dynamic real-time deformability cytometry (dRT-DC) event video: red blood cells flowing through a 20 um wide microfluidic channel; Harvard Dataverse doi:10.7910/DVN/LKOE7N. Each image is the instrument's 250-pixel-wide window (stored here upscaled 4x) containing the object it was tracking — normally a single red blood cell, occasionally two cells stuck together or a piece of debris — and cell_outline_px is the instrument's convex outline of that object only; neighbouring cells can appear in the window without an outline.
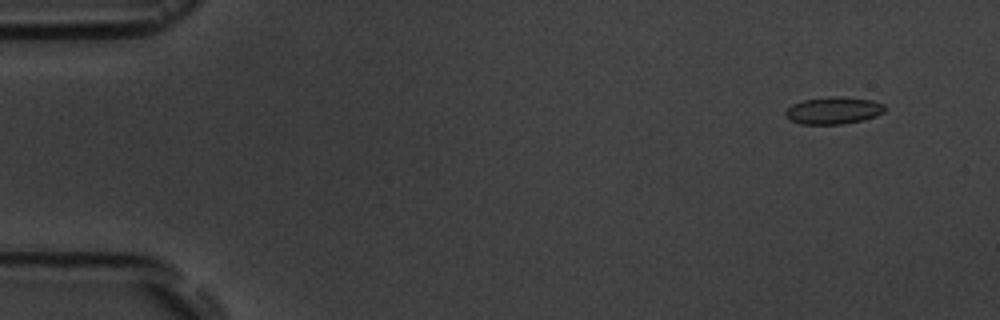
{"species": "common noctule bat (a hibernating species)", "species_latin": "Nyctalus noctula", "temperature_condition": "room temperature", "stored_images_in_passage": 6, "camera_frame_rate_fps": 3000, "um_per_image_px": 0.085, "animal": {"sex": "male", "body_mass_g": 19.5, "forearm_length_mm": 54.6}, "frame": {"image": 1, "passage_image": 2, "time_ms": 1.333, "image_size_px": [1000, 320], "cell_outline_px": [[884, 112], [876, 116], [844, 124], [800, 124], [788, 120], [784, 116], [784, 112], [792, 104], [804, 100], [828, 96], [840, 96], [872, 100], [884, 104]], "centroid_in_image_um": [70.8, 9.39], "position_along_channel_um": 14.2, "area_um2": 15.84}}
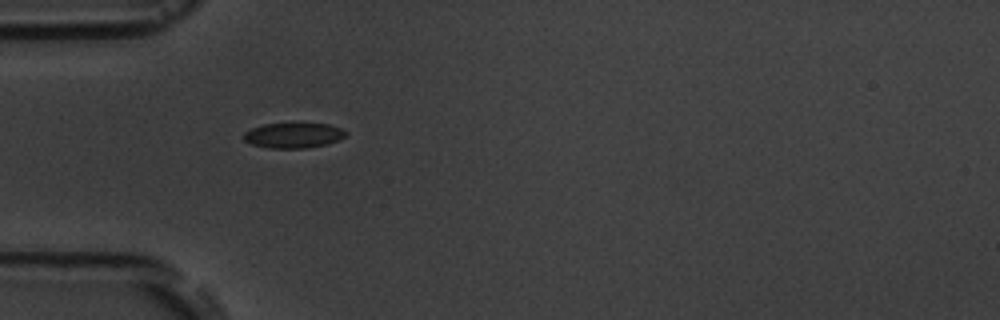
{"frame": {"image": 2, "passage_image": 5, "time_ms": 5.667, "image_size_px": [1000, 320], "cell_outline_px": [[348, 132], [340, 140], [328, 144], [304, 148], [268, 148], [252, 144], [244, 140], [244, 132], [252, 128], [264, 124], [328, 124], [340, 128]], "centroid_in_image_um": [24.95, 11.51], "position_along_channel_um": 60.0, "area_um2": 14.85}}
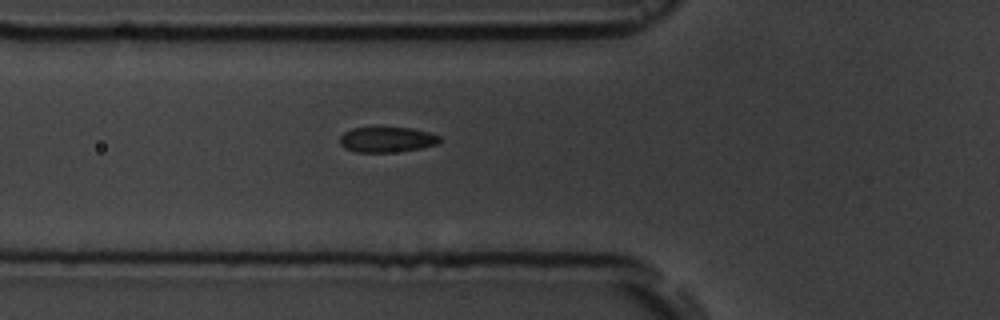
{"frame": {"image": 3, "passage_image": 6, "time_ms": 6.667, "image_size_px": [1000, 320], "cell_outline_px": [[440, 140], [436, 144], [420, 148], [392, 152], [356, 152], [344, 148], [340, 144], [340, 136], [344, 132], [352, 128], [412, 128], [428, 132], [440, 136]], "centroid_in_image_um": [32.85, 11.86], "position_along_channel_um": 92.9, "area_um2": 14.57}}